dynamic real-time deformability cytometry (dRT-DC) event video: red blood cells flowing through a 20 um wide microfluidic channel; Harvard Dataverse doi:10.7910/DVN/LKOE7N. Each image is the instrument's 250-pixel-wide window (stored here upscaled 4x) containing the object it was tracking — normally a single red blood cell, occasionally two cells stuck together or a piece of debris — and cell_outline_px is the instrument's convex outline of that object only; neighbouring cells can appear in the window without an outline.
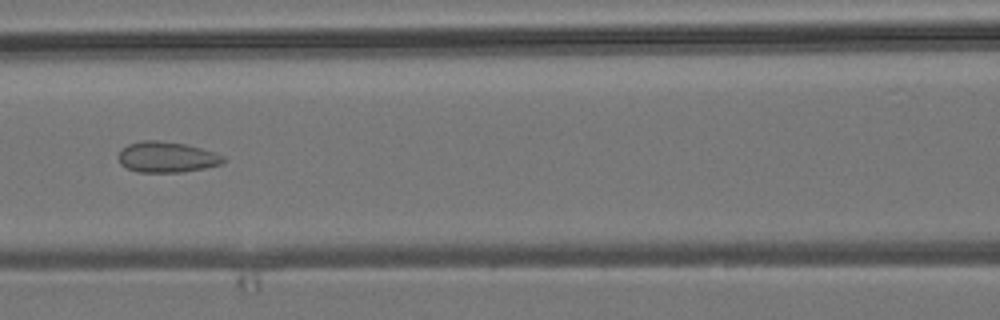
{"species": "common noctule bat (a hibernating species)", "species_latin": "Nyctalus noctula", "temperature_condition": "room temperature", "stored_images_in_passage": 5, "camera_frame_rate_fps": 3000, "um_per_image_px": 0.085, "animal": {"sex": "male", "body_mass_g": 19.2, "forearm_length_mm": 51.8}, "frame": {"image": 1, "passage_image": 3, "time_ms": 2.333, "image_size_px": [1000, 320], "cell_outline_px": [[228, 160], [220, 164], [204, 168], [184, 172], [136, 172], [120, 164], [120, 152], [128, 144], [144, 140], [156, 140], [184, 144], [200, 148], [224, 156]], "centroid_in_image_um": [14.2, 13.36], "position_along_channel_um": 152.4, "area_um2": 18.55}}
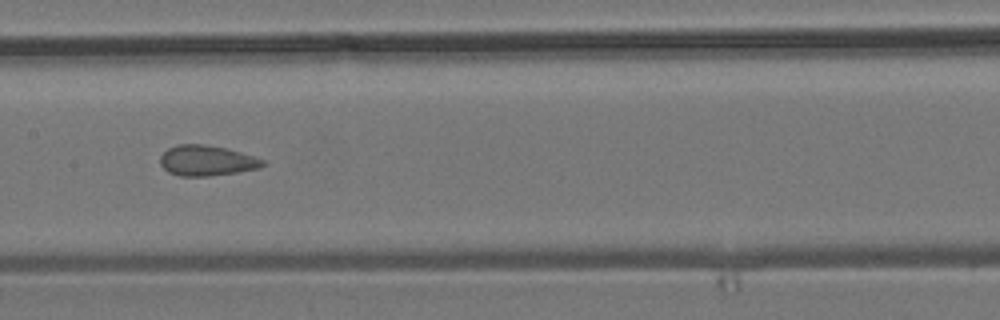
{"frame": {"image": 2, "passage_image": 4, "time_ms": 3.333, "image_size_px": [1000, 320], "cell_outline_px": [[264, 164], [260, 168], [236, 172], [208, 176], [180, 176], [168, 172], [160, 164], [160, 156], [168, 148], [176, 144], [204, 144], [224, 148], [240, 152], [264, 160]], "centroid_in_image_um": [17.53, 13.65], "position_along_channel_um": 189.9, "area_um2": 18.03}}
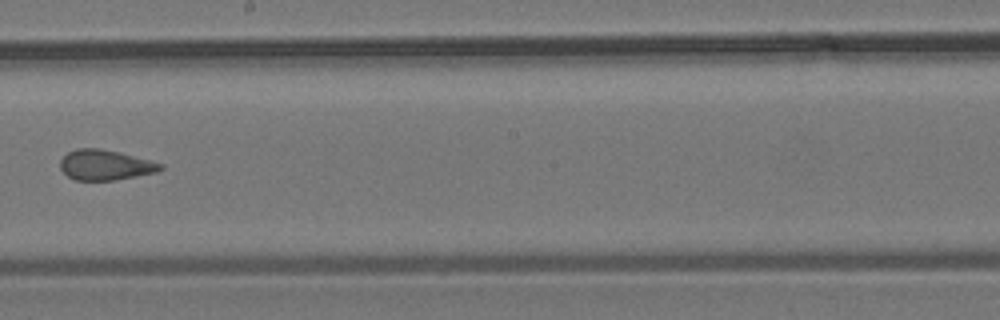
{"frame": {"image": 3, "passage_image": 5, "time_ms": 4.667, "image_size_px": [1000, 320], "cell_outline_px": [[164, 168], [156, 172], [116, 180], [76, 180], [68, 176], [60, 168], [60, 160], [68, 152], [76, 148], [100, 148], [120, 152], [164, 164]], "centroid_in_image_um": [8.95, 14.01], "position_along_channel_um": 239.2, "area_um2": 17.69}}